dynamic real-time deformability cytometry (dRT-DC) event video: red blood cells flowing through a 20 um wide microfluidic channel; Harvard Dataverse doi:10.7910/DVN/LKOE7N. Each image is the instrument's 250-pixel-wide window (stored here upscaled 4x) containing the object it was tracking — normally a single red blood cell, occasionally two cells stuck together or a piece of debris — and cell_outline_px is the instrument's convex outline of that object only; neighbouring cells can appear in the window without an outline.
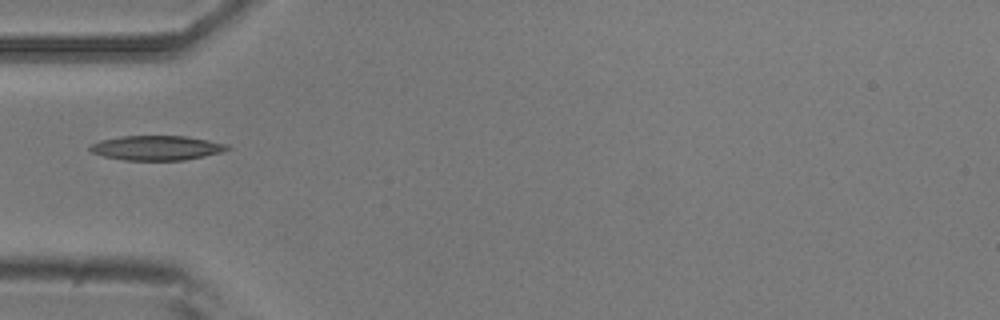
{"species": "common noctule bat (a hibernating species)", "species_latin": "Nyctalus noctula", "temperature_condition": "room temperature", "stored_images_in_passage": 6, "camera_frame_rate_fps": 3000, "um_per_image_px": 0.085, "animal": {"sex": "male", "body_mass_g": 20.5, "forearm_length_mm": 52.5}, "frame": {"image": 1, "passage_image": 3, "time_ms": 2.333, "image_size_px": [1000, 320], "cell_outline_px": [[232, 148], [220, 152], [204, 156], [184, 160], [124, 160], [104, 156], [92, 152], [88, 148], [92, 144], [100, 140], [120, 136], [184, 136], [208, 140], [228, 144]], "centroid_in_image_um": [13.32, 12.57], "position_along_channel_um": 71.7, "area_um2": 19.59}}
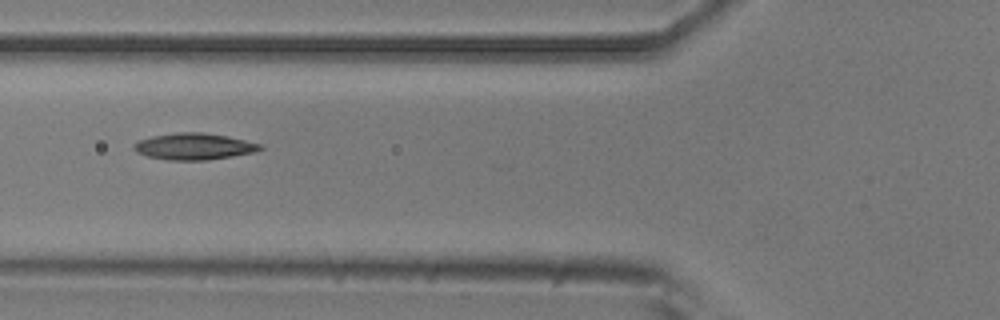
{"frame": {"image": 2, "passage_image": 4, "time_ms": 3.333, "image_size_px": [1000, 320], "cell_outline_px": [[264, 148], [256, 152], [208, 160], [168, 160], [148, 156], [136, 152], [132, 148], [132, 144], [140, 140], [152, 136], [176, 132], [204, 132], [228, 136], [260, 144]], "centroid_in_image_um": [16.48, 12.44], "position_along_channel_um": 109.3, "area_um2": 19.59}}
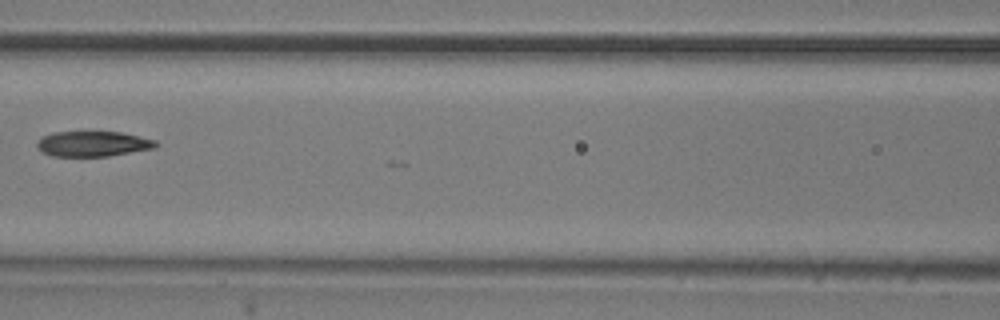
{"frame": {"image": 3, "passage_image": 5, "time_ms": 4.667, "image_size_px": [1000, 320], "cell_outline_px": [[160, 144], [156, 148], [108, 156], [52, 156], [44, 152], [36, 144], [44, 136], [52, 132], [120, 132], [156, 140]], "centroid_in_image_um": [7.96, 12.22], "position_along_channel_um": 158.6, "area_um2": 17.34}}